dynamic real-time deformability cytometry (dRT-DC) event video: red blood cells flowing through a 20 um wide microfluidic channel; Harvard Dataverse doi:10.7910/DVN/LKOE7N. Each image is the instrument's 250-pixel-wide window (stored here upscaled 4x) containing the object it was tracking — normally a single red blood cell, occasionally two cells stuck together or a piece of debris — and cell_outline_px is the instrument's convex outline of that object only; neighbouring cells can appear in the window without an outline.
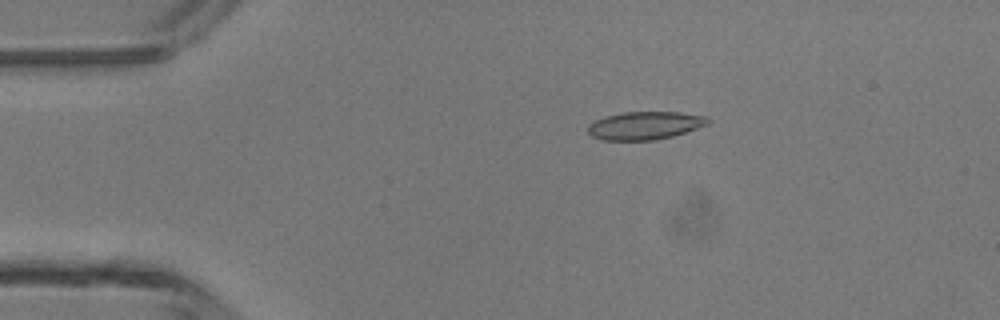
{"species": "common noctule bat (a hibernating species)", "species_latin": "Nyctalus noctula", "temperature_condition": "room temperature", "stored_images_in_passage": 5, "camera_frame_rate_fps": 3000, "um_per_image_px": 0.085, "animal": {"sex": "male", "body_mass_g": 13.3}, "frame": {"image": 1, "passage_image": 3, "time_ms": 2.333, "image_size_px": [1000, 320], "cell_outline_px": [[712, 120], [708, 124], [672, 136], [656, 140], [600, 140], [592, 136], [588, 132], [588, 124], [604, 116], [624, 112], [680, 112], [708, 116]], "centroid_in_image_um": [54.82, 10.66], "position_along_channel_um": 30.2, "area_um2": 19.65}}
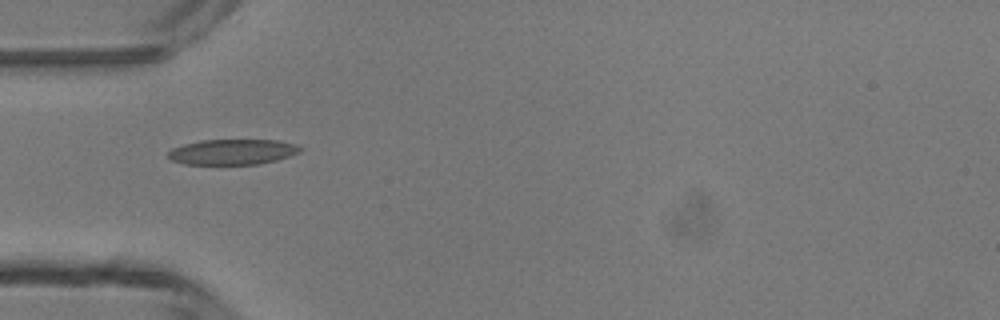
{"frame": {"image": 2, "passage_image": 5, "time_ms": 4.333, "image_size_px": [1000, 320], "cell_outline_px": [[304, 148], [300, 152], [276, 160], [260, 164], [184, 164], [172, 160], [168, 156], [168, 152], [172, 148], [184, 144], [200, 140], [276, 140], [296, 144]], "centroid_in_image_um": [19.78, 12.91], "position_along_channel_um": 65.2, "area_um2": 19.54}}